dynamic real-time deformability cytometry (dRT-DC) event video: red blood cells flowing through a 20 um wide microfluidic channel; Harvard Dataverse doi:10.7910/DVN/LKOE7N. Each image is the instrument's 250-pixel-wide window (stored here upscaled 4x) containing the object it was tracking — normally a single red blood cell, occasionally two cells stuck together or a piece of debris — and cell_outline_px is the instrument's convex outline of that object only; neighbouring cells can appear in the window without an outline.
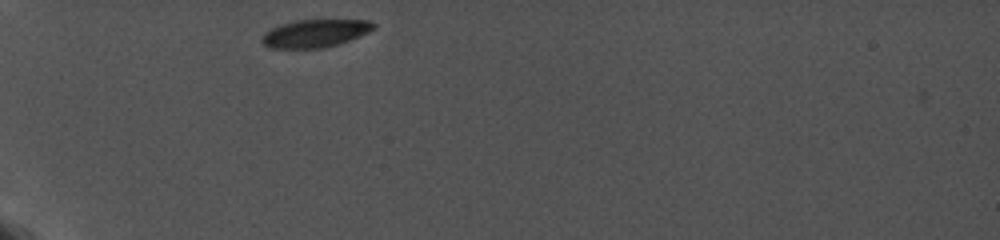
{"species": "common noctule bat (a hibernating species)", "species_latin": "Nyctalus noctula", "temperature_condition": "cold", "stored_images_in_passage": 24, "camera_frame_rate_fps": 5000, "um_per_image_px": 0.085, "animal": {"sex": "female", "body_mass_g": 19.0, "forearm_length_mm": 56.7}, "frame": {"image": 1, "passage_image": 1, "time_ms": 0.0, "image_size_px": [1000, 240], "cell_outline_px": [[376, 28], [360, 36], [324, 48], [268, 48], [260, 40], [260, 36], [264, 32], [280, 24], [296, 20], [368, 20], [376, 24]], "centroid_in_image_um": [26.75, 2.83], "position_along_channel_um": 58.3, "area_um2": 18.15}}
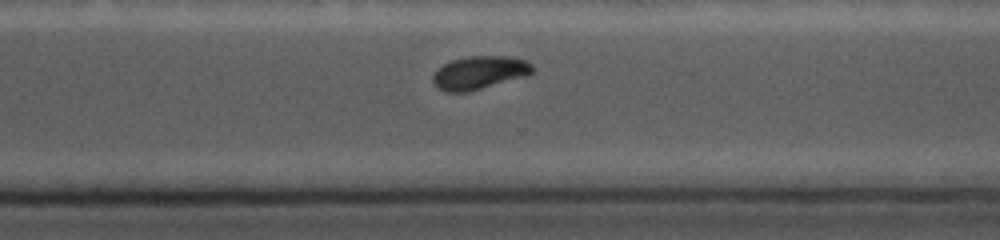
{"frame": {"image": 2, "passage_image": 19, "time_ms": 8.0, "image_size_px": [1000, 240], "cell_outline_px": [[532, 72], [528, 76], [468, 92], [448, 92], [440, 88], [432, 80], [432, 76], [444, 64], [452, 60], [468, 56], [508, 56], [524, 60], [532, 64]], "centroid_in_image_um": [40.78, 6.17], "position_along_channel_um": 329.8, "area_um2": 19.07}}
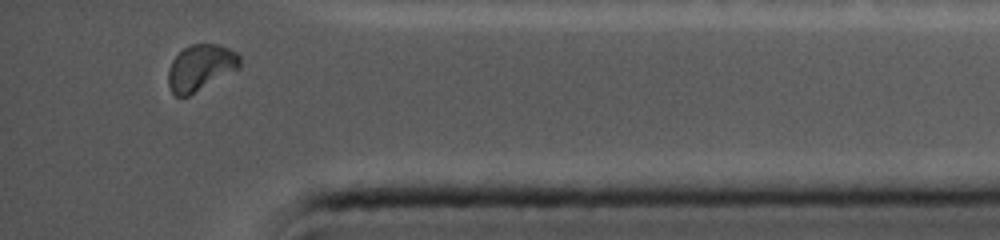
{"frame": {"image": 3, "passage_image": 23, "time_ms": 10.4, "image_size_px": [1000, 240], "cell_outline_px": [[240, 68], [188, 96], [176, 96], [172, 92], [168, 84], [168, 68], [172, 60], [184, 48], [192, 44], [220, 44], [236, 52], [240, 56]], "centroid_in_image_um": [17.05, 5.74], "position_along_channel_um": 418.1, "area_um2": 19.19}, "authors_computed_cell_mechanics": {"area_um2": 19.7387, "velocity_mm_per_s": 3.7288, "shape_relaxation_time_tau1_ms": 4.2262, "shape_relaxation_time_tau2_ms": null, "deformation_change_tau1": 0.098, "deformation_change_tau2": null}}